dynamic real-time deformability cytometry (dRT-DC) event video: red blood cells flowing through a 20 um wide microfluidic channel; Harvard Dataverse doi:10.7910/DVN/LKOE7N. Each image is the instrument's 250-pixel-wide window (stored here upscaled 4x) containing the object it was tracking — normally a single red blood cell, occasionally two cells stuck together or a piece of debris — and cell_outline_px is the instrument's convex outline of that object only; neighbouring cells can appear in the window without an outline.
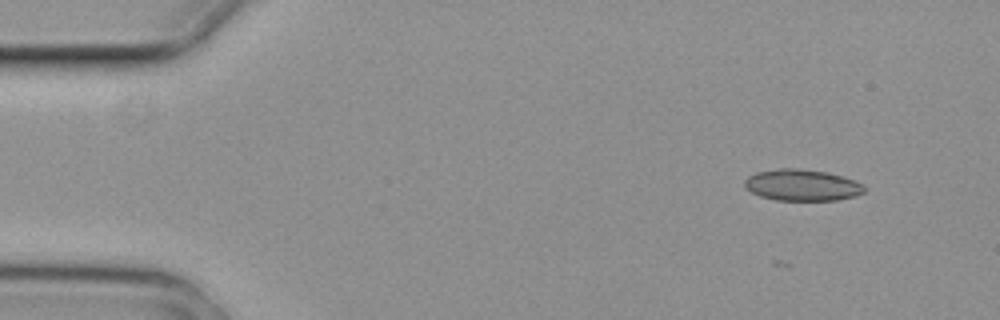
{"species": "common noctule bat (a hibernating species)", "species_latin": "Nyctalus noctula", "temperature_condition": "cold", "stored_images_in_passage": 4, "camera_frame_rate_fps": 3000, "um_per_image_px": 0.085, "animal": {"sex": "female", "body_mass_g": 29.2, "forearm_length_mm": 56.3}, "frame": {"image": 1, "passage_image": 1, "time_ms": 0.0, "image_size_px": [1000, 320], "cell_outline_px": [[864, 192], [856, 196], [836, 200], [776, 200], [760, 196], [752, 192], [744, 184], [744, 180], [748, 176], [756, 172], [780, 168], [800, 168], [828, 172], [864, 184]], "centroid_in_image_um": [68.17, 15.73], "position_along_channel_um": 16.8, "area_um2": 21.85}}
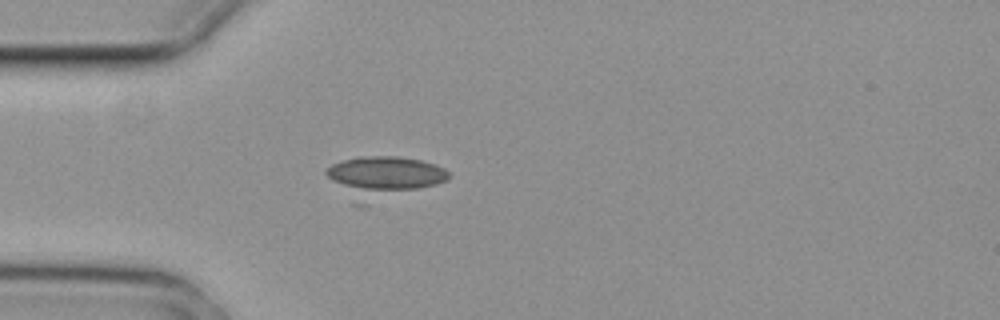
{"frame": {"image": 2, "passage_image": 4, "time_ms": 1.0, "image_size_px": [1000, 320], "cell_outline_px": [[452, 176], [448, 180], [364, 208], [352, 204], [324, 172], [332, 164], [356, 156], [396, 156], [420, 160], [436, 164], [444, 168]], "centroid_in_image_um": [32.56, 15.11], "position_along_channel_um": 52.4, "area_um2": 30.58}}